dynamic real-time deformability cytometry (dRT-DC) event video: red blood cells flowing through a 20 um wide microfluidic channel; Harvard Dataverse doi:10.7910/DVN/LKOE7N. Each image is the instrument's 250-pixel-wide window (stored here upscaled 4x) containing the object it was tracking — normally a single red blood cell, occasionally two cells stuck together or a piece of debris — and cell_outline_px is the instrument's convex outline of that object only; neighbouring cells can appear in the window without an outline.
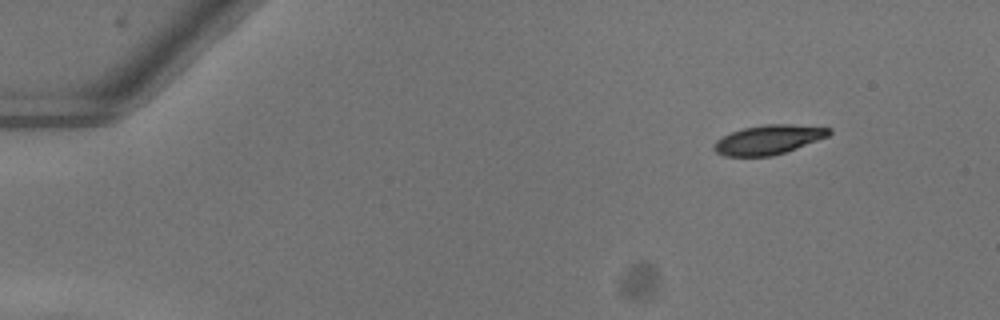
{"species": "common noctule bat (a hibernating species)", "species_latin": "Nyctalus noctula", "temperature_condition": "warm", "stored_images_in_passage": 47, "camera_frame_rate_fps": 3000, "um_per_image_px": 0.085, "animal": {"sex": "female"}, "frame": {"image": 1, "passage_image": 1, "time_ms": 0.0, "image_size_px": [1000, 320], "cell_outline_px": [[832, 132], [828, 136], [796, 148], [772, 156], [724, 156], [716, 152], [712, 148], [716, 140], [732, 132], [744, 128], [764, 124], [792, 124], [832, 128]], "centroid_in_image_um": [65.32, 11.87], "position_along_channel_um": 19.7, "area_um2": 19.54}}
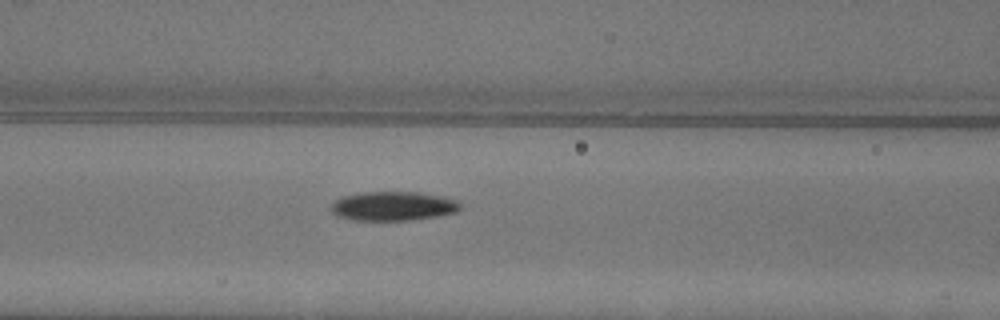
{"frame": {"image": 2, "passage_image": 18, "time_ms": 5.667, "image_size_px": [1000, 320], "cell_outline_px": [[460, 208], [456, 212], [436, 216], [412, 220], [356, 220], [336, 216], [332, 212], [332, 204], [336, 200], [344, 196], [360, 192], [420, 192], [440, 196], [456, 200], [460, 204]], "centroid_in_image_um": [33.41, 17.51], "position_along_channel_um": 133.2, "area_um2": 21.79}}
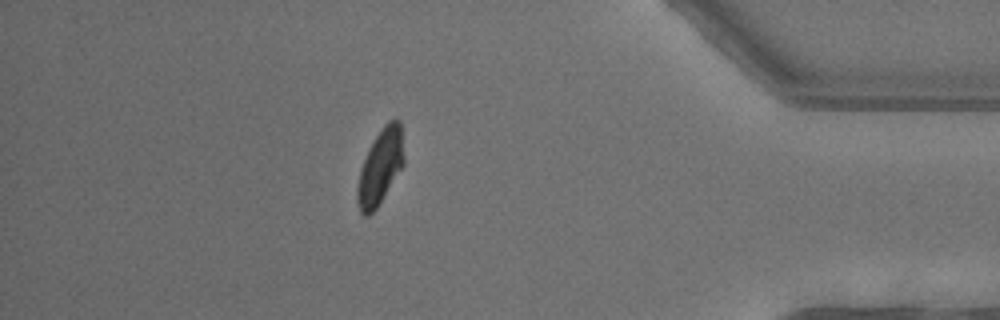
{"frame": {"image": 3, "passage_image": 41, "time_ms": 13.333, "image_size_px": [1000, 320], "cell_outline_px": [[404, 164], [376, 208], [368, 216], [364, 216], [360, 212], [356, 200], [356, 188], [360, 168], [368, 148], [384, 124], [388, 120], [396, 116], [400, 120], [404, 156]], "centroid_in_image_um": [32.31, 14.15], "position_along_channel_um": 402.9, "area_um2": 20.52}, "authors_computed_cell_mechanics": {"area_um2": 21.386, "velocity_mm_per_s": 4.0155, "shape_relaxation_time_tau1_ms": 3.2122, "shape_relaxation_time_tau2_ms": 2.1861, "deformation_change_tau1": 0.1383, "deformation_change_tau2": 0.0616}}